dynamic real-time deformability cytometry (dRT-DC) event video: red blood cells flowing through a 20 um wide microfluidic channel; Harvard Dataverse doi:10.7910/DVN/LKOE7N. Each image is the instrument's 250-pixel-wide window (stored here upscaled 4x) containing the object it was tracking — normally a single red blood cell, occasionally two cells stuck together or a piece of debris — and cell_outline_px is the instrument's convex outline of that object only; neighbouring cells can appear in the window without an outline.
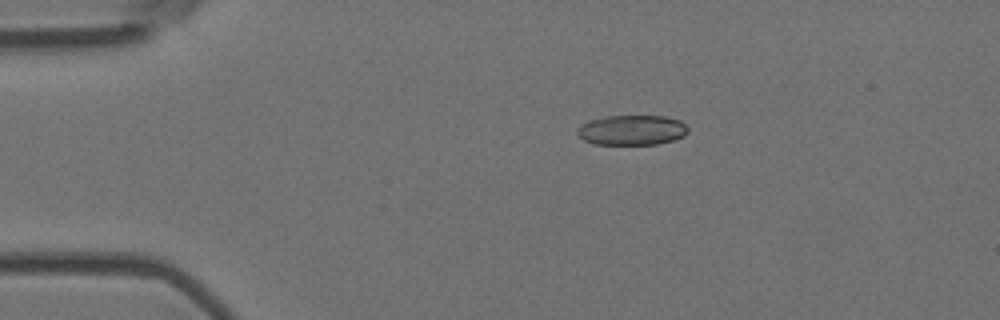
{"species": "Egyptian fruit bat (a non-hibernating species)", "species_latin": "Rousettus aegyptiacus", "temperature_condition": "room temperature", "stored_images_in_passage": 5, "camera_frame_rate_fps": 3000, "um_per_image_px": 0.085, "animal": {"sex": "female"}, "frame": {"image": 1, "passage_image": 3, "time_ms": 0.667, "image_size_px": [1000, 320], "cell_outline_px": [[688, 132], [684, 136], [672, 140], [656, 144], [592, 144], [584, 140], [576, 132], [576, 128], [580, 124], [588, 120], [604, 116], [664, 116], [680, 120], [688, 128]], "centroid_in_image_um": [53.67, 11.05], "position_along_channel_um": 31.3, "area_um2": 19.48}}
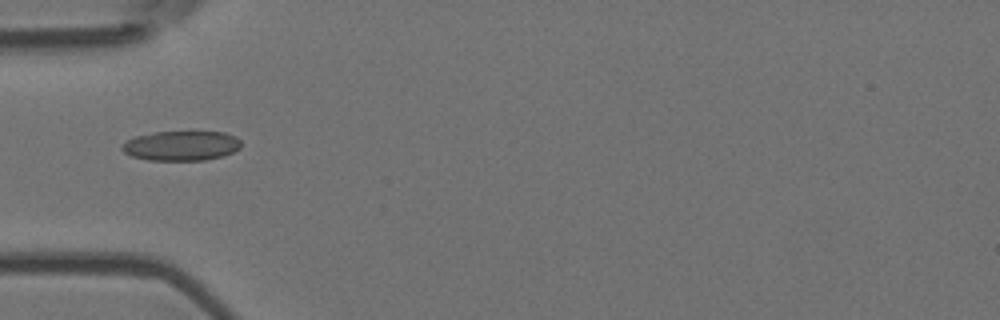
{"frame": {"image": 2, "passage_image": 5, "time_ms": 1.333, "image_size_px": [1000, 320], "cell_outline_px": [[240, 148], [224, 156], [204, 160], [148, 160], [132, 156], [124, 152], [120, 148], [128, 140], [136, 136], [152, 132], [224, 132], [236, 136], [240, 140]], "centroid_in_image_um": [15.43, 12.39], "position_along_channel_um": 69.6, "area_um2": 20.58}}